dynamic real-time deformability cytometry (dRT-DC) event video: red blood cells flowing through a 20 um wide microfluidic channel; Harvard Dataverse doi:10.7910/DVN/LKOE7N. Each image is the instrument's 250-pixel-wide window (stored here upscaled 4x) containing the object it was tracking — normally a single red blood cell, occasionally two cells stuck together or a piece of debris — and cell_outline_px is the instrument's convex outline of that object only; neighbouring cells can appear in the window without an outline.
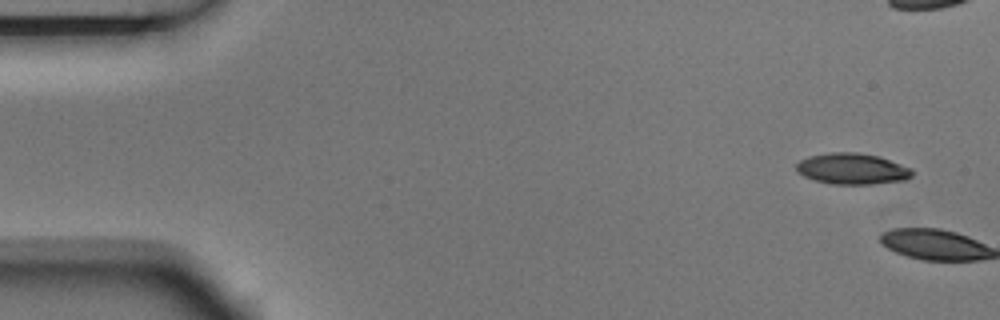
{"species": "Egyptian fruit bat (a non-hibernating species)", "species_latin": "Rousettus aegyptiacus", "temperature_condition": "room temperature", "stored_images_in_passage": 6, "camera_frame_rate_fps": 3000, "um_per_image_px": 0.085, "animal": {"sex": "male"}, "frame": {"image": 1, "passage_image": 1, "time_ms": 0.0, "image_size_px": [1000, 320], "cell_outline_px": [[912, 176], [904, 180], [872, 184], [832, 184], [816, 180], [804, 176], [796, 168], [796, 164], [800, 160], [808, 156], [828, 152], [860, 152], [880, 156], [912, 168]], "centroid_in_image_um": [72.45, 14.33], "position_along_channel_um": 12.5, "area_um2": 21.04}}